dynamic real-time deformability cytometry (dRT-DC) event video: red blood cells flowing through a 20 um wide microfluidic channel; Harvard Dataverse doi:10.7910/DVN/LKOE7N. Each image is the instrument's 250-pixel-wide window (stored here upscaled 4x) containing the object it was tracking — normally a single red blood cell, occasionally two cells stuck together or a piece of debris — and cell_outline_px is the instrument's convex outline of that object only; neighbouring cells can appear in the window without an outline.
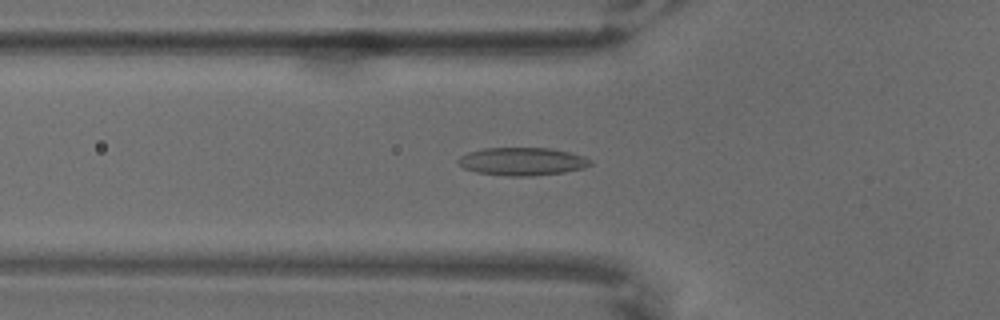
{"species": "common noctule bat (a hibernating species)", "species_latin": "Nyctalus noctula", "temperature_condition": "warm", "stored_images_in_passage": 34, "camera_frame_rate_fps": 3000, "um_per_image_px": 0.085, "animal": {"sex": "male", "body_mass_g": 18.8}, "frame": {"image": 1, "passage_image": 9, "time_ms": 2.667, "image_size_px": [1000, 320], "cell_outline_px": [[592, 164], [584, 168], [564, 172], [532, 176], [504, 176], [476, 172], [464, 168], [456, 160], [460, 156], [468, 152], [484, 148], [552, 148], [584, 156], [592, 160]], "centroid_in_image_um": [44.39, 13.72], "position_along_channel_um": 81.4, "area_um2": 21.62}}
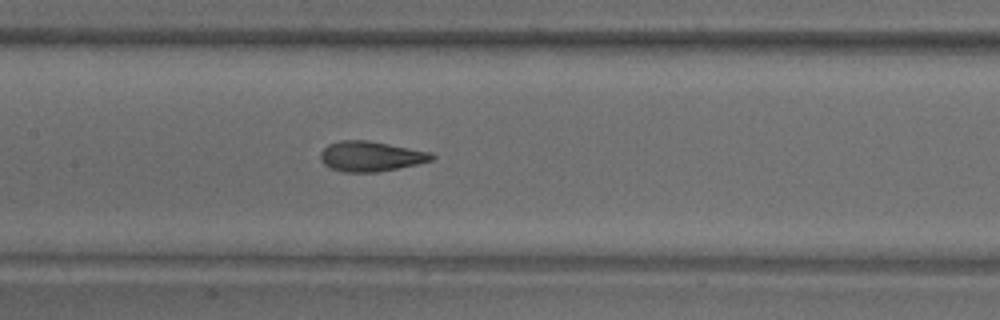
{"frame": {"image": 2, "passage_image": 18, "time_ms": 5.667, "image_size_px": [1000, 320], "cell_outline_px": [[436, 156], [432, 160], [416, 164], [376, 172], [344, 172], [332, 168], [324, 164], [320, 160], [320, 152], [328, 144], [340, 140], [368, 140], [432, 152]], "centroid_in_image_um": [31.5, 13.27], "position_along_channel_um": 175.9, "area_um2": 19.48}}
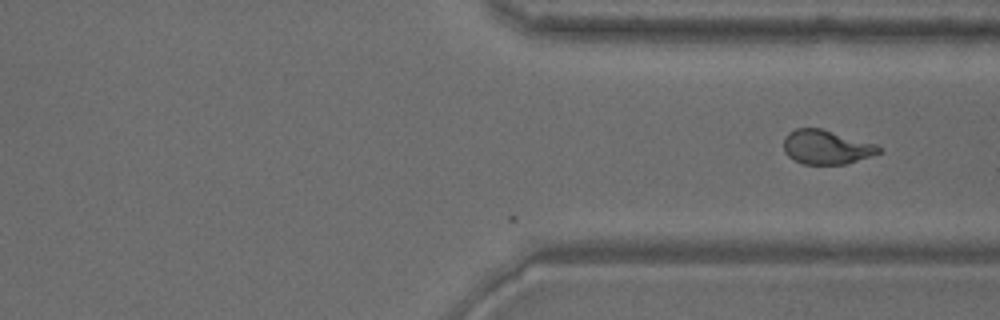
{"frame": {"image": 3, "passage_image": 34, "time_ms": 11.0, "image_size_px": [1000, 320], "cell_outline_px": [[880, 152], [848, 164], [804, 164], [788, 156], [784, 152], [784, 136], [788, 132], [796, 128], [820, 128], [876, 144], [880, 148]], "centroid_in_image_um": [70.21, 12.5], "position_along_channel_um": 341.2, "area_um2": 18.79}}